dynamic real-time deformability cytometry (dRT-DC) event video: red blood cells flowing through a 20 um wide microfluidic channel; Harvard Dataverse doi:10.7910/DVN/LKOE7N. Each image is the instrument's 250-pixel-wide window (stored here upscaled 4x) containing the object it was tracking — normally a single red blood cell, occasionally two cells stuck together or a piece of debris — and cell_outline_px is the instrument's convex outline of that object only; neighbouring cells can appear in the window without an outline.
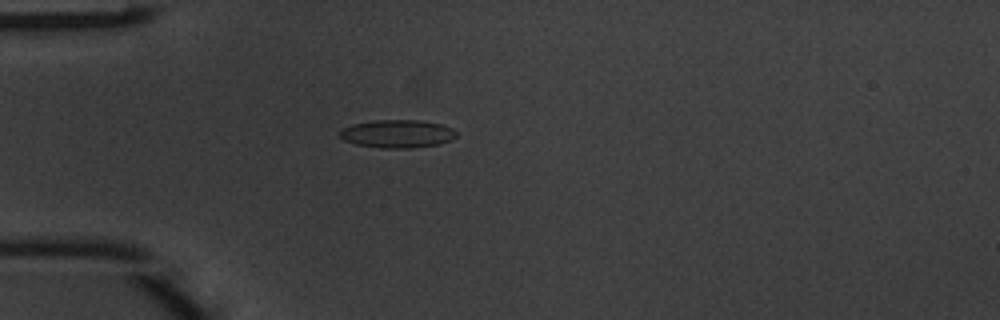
{"species": "common noctule bat (a hibernating species)", "species_latin": "Nyctalus noctula", "temperature_condition": "warm", "stored_images_in_passage": 41, "camera_frame_rate_fps": 3000, "um_per_image_px": 0.085, "animal": {"sex": "male", "body_mass_g": 20.1, "forearm_length_mm": 53.5}, "frame": {"image": 1, "passage_image": 6, "time_ms": 1.667, "image_size_px": [1000, 320], "cell_outline_px": [[456, 136], [440, 144], [412, 148], [380, 148], [356, 144], [344, 140], [340, 136], [340, 128], [352, 124], [376, 120], [420, 120], [440, 124], [452, 128], [456, 132]], "centroid_in_image_um": [33.75, 11.37], "position_along_channel_um": 51.3, "area_um2": 19.02}}
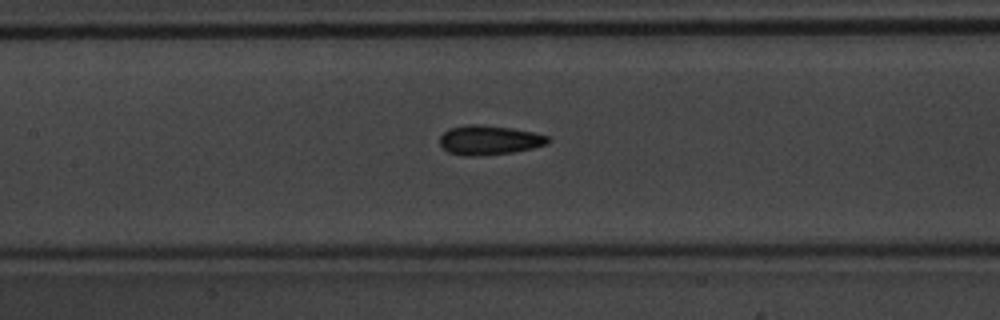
{"frame": {"image": 2, "passage_image": 15, "time_ms": 4.667, "image_size_px": [1000, 320], "cell_outline_px": [[552, 140], [548, 144], [532, 148], [512, 152], [480, 156], [464, 156], [448, 152], [440, 144], [440, 136], [448, 128], [464, 124], [476, 124], [512, 128], [532, 132], [548, 136]], "centroid_in_image_um": [41.57, 11.9], "position_along_channel_um": 165.8, "area_um2": 18.67}}
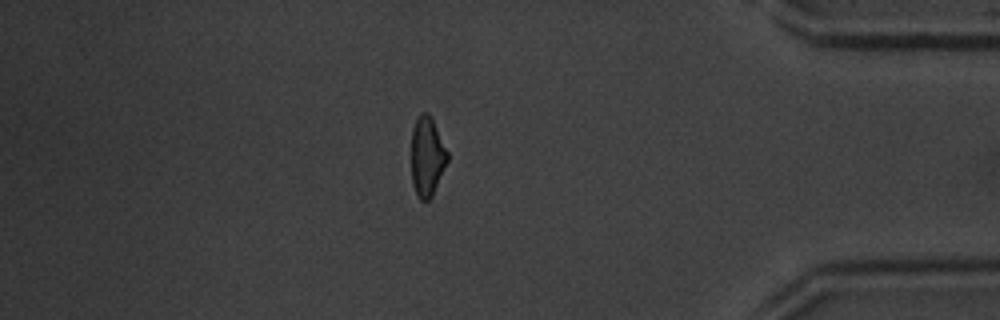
{"frame": {"image": 3, "passage_image": 34, "time_ms": 11.0, "image_size_px": [1000, 320], "cell_outline_px": [[448, 160], [432, 196], [428, 200], [420, 200], [416, 196], [412, 184], [412, 128], [420, 112], [428, 112], [432, 116], [448, 152]], "centroid_in_image_um": [36.3, 13.28], "position_along_channel_um": 398.9, "area_um2": 16.88}, "authors_computed_cell_mechanics": {"area_um2": 17.8024, "velocity_mm_per_s": 4.194, "shape_relaxation_time_tau1_ms": 2.6451, "shape_relaxation_time_tau2_ms": 1.4715, "deformation_change_tau1": 0.1183, "deformation_change_tau2": 0.0826}}